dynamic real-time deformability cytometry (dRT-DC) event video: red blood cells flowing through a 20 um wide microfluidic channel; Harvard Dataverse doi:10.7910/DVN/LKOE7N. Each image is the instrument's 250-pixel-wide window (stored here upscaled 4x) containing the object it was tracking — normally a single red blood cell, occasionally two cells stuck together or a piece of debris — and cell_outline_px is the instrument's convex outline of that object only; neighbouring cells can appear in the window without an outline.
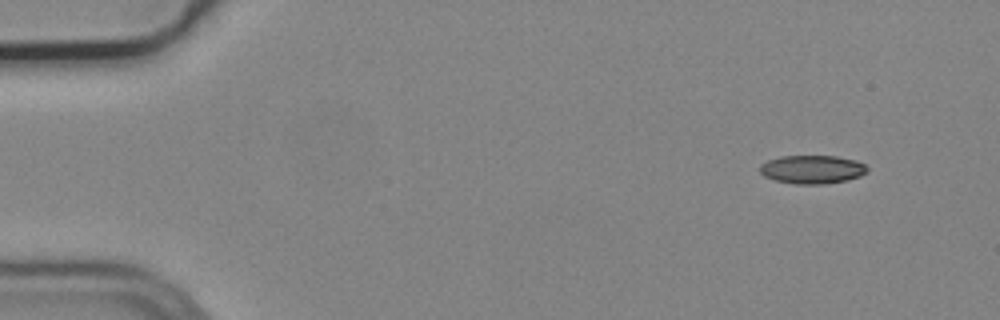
{"species": "common noctule bat (a hibernating species)", "species_latin": "Nyctalus noctula", "temperature_condition": "cold", "stored_images_in_passage": 4, "camera_frame_rate_fps": 3000, "um_per_image_px": 0.085, "animal": {"sex": "male", "body_mass_g": 19.2, "forearm_length_mm": 51.8}, "frame": {"image": 1, "passage_image": 1, "time_ms": 0.0, "image_size_px": [1000, 320], "cell_outline_px": [[868, 172], [860, 176], [848, 180], [824, 184], [796, 184], [776, 180], [764, 176], [760, 172], [760, 164], [768, 160], [780, 156], [836, 156], [856, 160], [864, 164], [868, 168]], "centroid_in_image_um": [69.05, 14.4], "position_along_channel_um": 15.9, "area_um2": 17.86}}
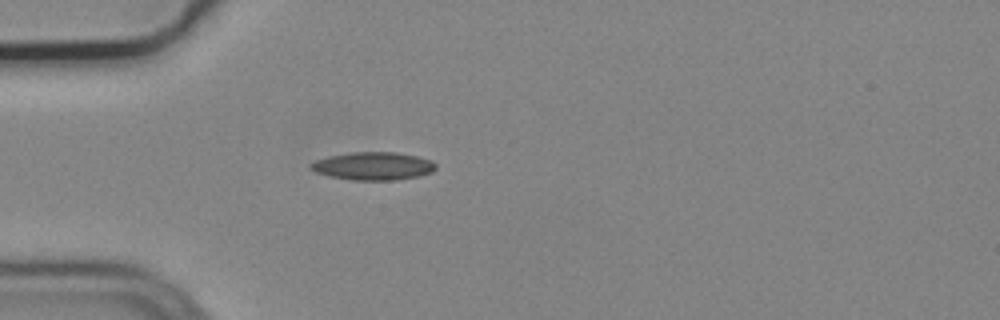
{"frame": {"image": 2, "passage_image": 4, "time_ms": 1.0, "image_size_px": [1000, 320], "cell_outline_px": [[436, 168], [432, 172], [416, 176], [396, 180], [352, 180], [328, 176], [316, 172], [308, 168], [308, 164], [316, 160], [328, 156], [352, 152], [396, 152], [416, 156], [432, 160], [436, 164]], "centroid_in_image_um": [31.69, 14.11], "position_along_channel_um": 53.3, "area_um2": 20.46}}